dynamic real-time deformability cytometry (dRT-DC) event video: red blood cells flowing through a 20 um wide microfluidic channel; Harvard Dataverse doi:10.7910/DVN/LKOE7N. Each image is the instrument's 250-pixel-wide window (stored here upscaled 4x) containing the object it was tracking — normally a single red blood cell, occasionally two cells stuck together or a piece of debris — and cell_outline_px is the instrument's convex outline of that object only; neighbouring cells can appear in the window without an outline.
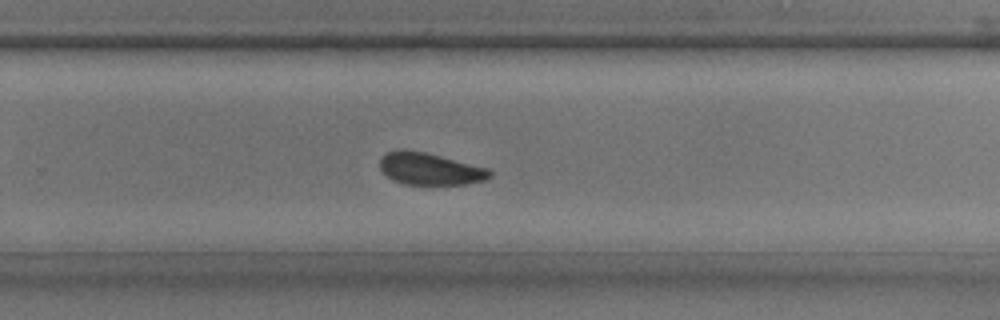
{"species": "common noctule bat (a hibernating species)", "species_latin": "Nyctalus noctula", "temperature_condition": "room temperature", "stored_images_in_passage": 30, "camera_frame_rate_fps": 3000, "um_per_image_px": 0.085, "animal": {"sex": "male", "body_mass_g": 17.9, "forearm_length_mm": 54.2}, "frame": {"image": 1, "passage_image": 18, "time_ms": 5.667, "image_size_px": [1000, 320], "cell_outline_px": [[492, 176], [484, 180], [464, 184], [404, 184], [392, 180], [380, 168], [380, 156], [388, 152], [400, 148], [404, 148], [424, 152], [488, 168], [492, 172]], "centroid_in_image_um": [36.51, 14.34], "position_along_channel_um": 293.3, "area_um2": 20.46}}